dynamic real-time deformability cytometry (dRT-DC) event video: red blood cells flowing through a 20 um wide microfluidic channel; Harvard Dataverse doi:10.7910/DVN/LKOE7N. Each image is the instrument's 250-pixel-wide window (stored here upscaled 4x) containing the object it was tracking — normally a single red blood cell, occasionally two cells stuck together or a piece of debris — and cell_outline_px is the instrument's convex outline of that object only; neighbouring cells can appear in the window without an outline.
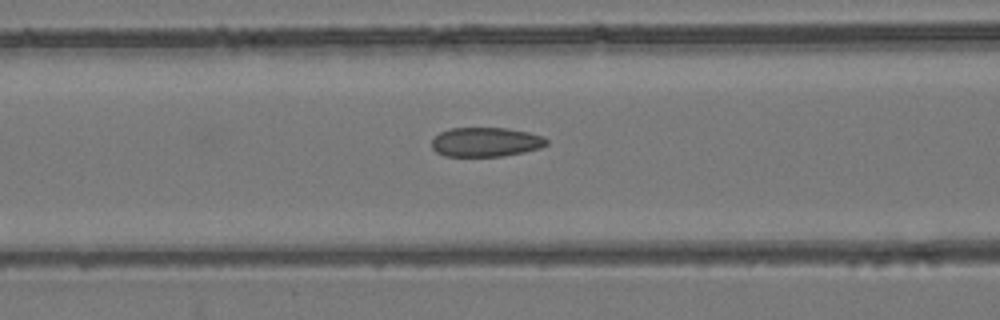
{"species": "common noctule bat (a hibernating species)", "species_latin": "Nyctalus noctula", "temperature_condition": "room temperature", "stored_images_in_passage": 44, "camera_frame_rate_fps": 3000, "um_per_image_px": 0.085, "animal": {"sex": "female", "body_mass_g": 24.6, "forearm_length_mm": 56.2}, "frame": {"image": 1, "passage_image": 12, "time_ms": 3.667, "image_size_px": [1000, 320], "cell_outline_px": [[548, 144], [540, 148], [524, 152], [504, 156], [444, 156], [436, 152], [432, 148], [432, 140], [440, 132], [448, 128], [508, 128], [528, 132], [544, 136], [548, 140]], "centroid_in_image_um": [41.3, 12.07], "position_along_channel_um": 125.3, "area_um2": 19.77}}
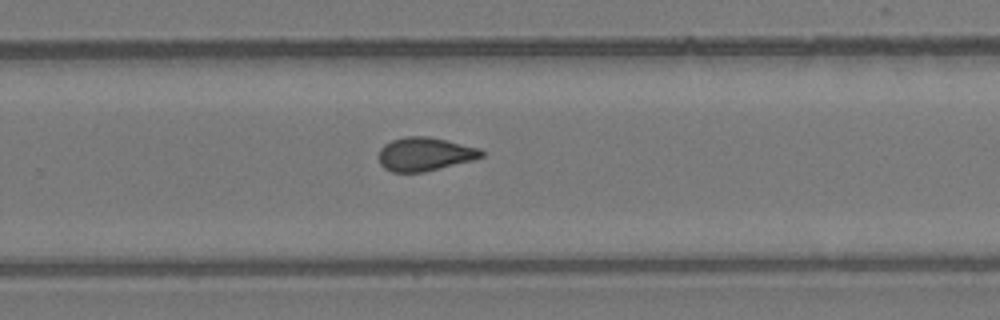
{"frame": {"image": 2, "passage_image": 25, "time_ms": 8.0, "image_size_px": [1000, 320], "cell_outline_px": [[484, 156], [472, 160], [424, 172], [392, 172], [384, 168], [380, 164], [380, 148], [384, 144], [392, 140], [404, 136], [428, 136], [480, 148], [484, 152]], "centroid_in_image_um": [36.1, 13.09], "position_along_channel_um": 293.7, "area_um2": 20.0}}
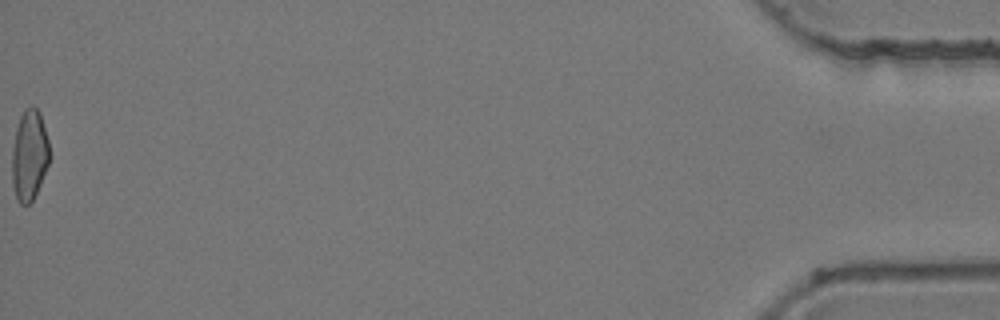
{"frame": {"image": 3, "passage_image": 44, "time_ms": 14.333, "image_size_px": [1000, 320], "cell_outline_px": [[48, 164], [40, 184], [32, 200], [28, 204], [20, 204], [16, 200], [12, 184], [12, 148], [16, 128], [20, 116], [24, 108], [32, 104], [40, 112], [48, 140]], "centroid_in_image_um": [2.47, 13.17], "position_along_channel_um": 432.7, "area_um2": 19.77}, "authors_computed_cell_mechanics": {"area_um2": 19.9988, "velocity_mm_per_s": 3.8988, "shape_relaxation_time_tau1_ms": null, "shape_relaxation_time_tau2_ms": 1.7193, "deformation_change_tau1": null, "deformation_change_tau2": 0.0722}}